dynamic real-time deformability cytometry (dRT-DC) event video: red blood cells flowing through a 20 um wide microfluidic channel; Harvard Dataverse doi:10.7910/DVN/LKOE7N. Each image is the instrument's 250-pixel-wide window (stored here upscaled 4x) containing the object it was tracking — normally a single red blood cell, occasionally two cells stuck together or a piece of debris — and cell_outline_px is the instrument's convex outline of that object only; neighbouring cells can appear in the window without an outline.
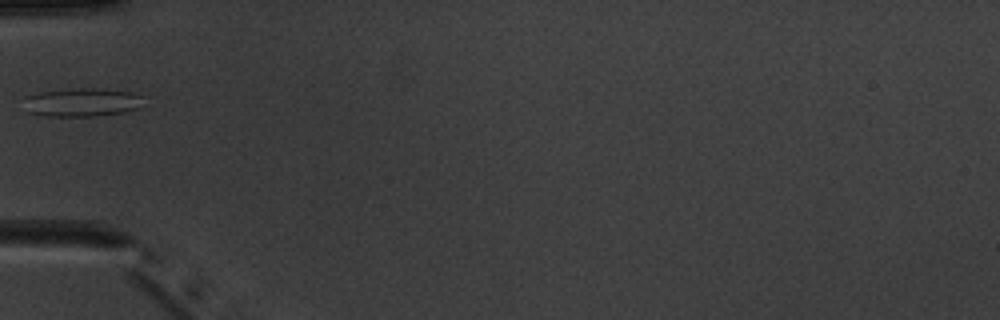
{"species": "common noctule bat (a hibernating species)", "species_latin": "Nyctalus noctula", "temperature_condition": "warm", "stored_images_in_passage": 6, "camera_frame_rate_fps": 3000, "um_per_image_px": 0.085, "animal": {"sex": "male", "body_mass_g": 20.1, "forearm_length_mm": 53.5}, "frame": {"image": 1, "passage_image": 5, "time_ms": 4.667, "image_size_px": [1000, 320], "cell_outline_px": [[144, 96], [140, 108], [124, 112], [96, 116], [44, 116], [28, 112], [24, 96], [40, 92], [80, 88], [96, 88], [132, 92]], "centroid_in_image_um": [7.01, 8.7], "position_along_channel_um": 78.0, "area_um2": 19.88}}
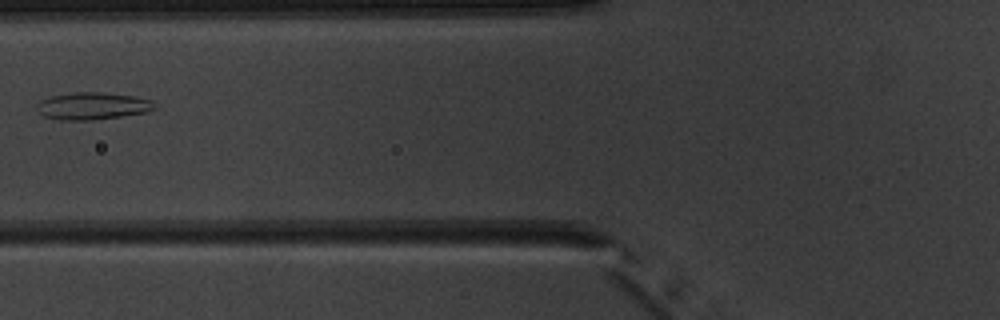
{"frame": {"image": 2, "passage_image": 6, "time_ms": 5.667, "image_size_px": [1000, 320], "cell_outline_px": [[160, 108], [148, 112], [92, 120], [60, 120], [44, 116], [36, 112], [36, 104], [40, 100], [48, 96], [76, 92], [108, 92], [136, 96], [152, 100]], "centroid_in_image_um": [7.89, 9.0], "position_along_channel_um": 117.9, "area_um2": 19.19}}